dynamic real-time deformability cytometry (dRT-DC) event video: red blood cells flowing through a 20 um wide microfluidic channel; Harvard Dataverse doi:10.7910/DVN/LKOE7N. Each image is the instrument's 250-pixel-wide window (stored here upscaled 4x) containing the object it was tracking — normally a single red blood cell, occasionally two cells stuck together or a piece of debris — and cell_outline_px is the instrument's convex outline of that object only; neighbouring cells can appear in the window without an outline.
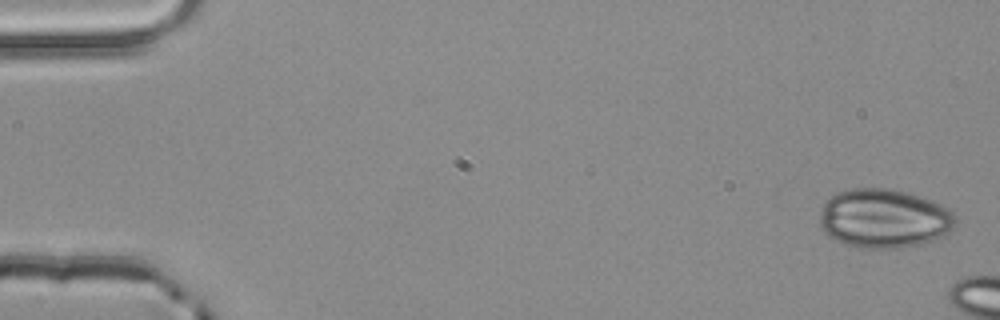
{"species": "common noctule bat (a hibernating species)", "species_latin": "Nyctalus noctula", "temperature_condition": "room temperature", "stored_images_in_passage": 2, "camera_frame_rate_fps": 3000, "um_per_image_px": 0.085, "animal": {"sex": "male", "body_mass_g": 20.4}, "frame": {"image": 1, "passage_image": 1, "time_ms": 0.0, "image_size_px": [1000, 320], "cell_outline_px": [[956, 224], [948, 232], [932, 240], [920, 244], [900, 248], [864, 248], [844, 244], [828, 236], [820, 228], [820, 216], [824, 200], [836, 192], [852, 188], [892, 188], [912, 192], [932, 200], [948, 208], [956, 216]], "centroid_in_image_um": [75.12, 18.55], "position_along_channel_um": 9.9, "area_um2": 47.28}}